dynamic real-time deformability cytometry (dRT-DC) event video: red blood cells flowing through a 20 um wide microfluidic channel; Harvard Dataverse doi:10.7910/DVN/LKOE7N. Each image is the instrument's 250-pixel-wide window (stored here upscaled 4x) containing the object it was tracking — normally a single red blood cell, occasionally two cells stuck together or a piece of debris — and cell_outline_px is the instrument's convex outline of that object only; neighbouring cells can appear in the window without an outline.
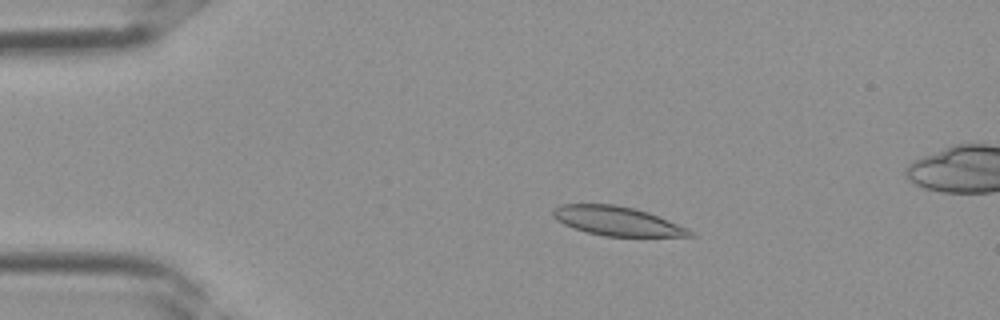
{"species": "Egyptian fruit bat (a non-hibernating species)", "species_latin": "Rousettus aegyptiacus", "temperature_condition": "room temperature", "stored_images_in_passage": 38, "camera_frame_rate_fps": 3000, "um_per_image_px": 0.085, "frame": {"image": 1, "passage_image": 8, "time_ms": 2.333, "image_size_px": [1000, 320], "cell_outline_px": [[696, 236], [604, 236], [572, 228], [556, 220], [552, 216], [552, 208], [560, 204], [616, 204], [636, 208], [648, 212], [688, 228]], "centroid_in_image_um": [52.41, 18.77], "position_along_channel_um": 32.6, "area_um2": 23.29}}
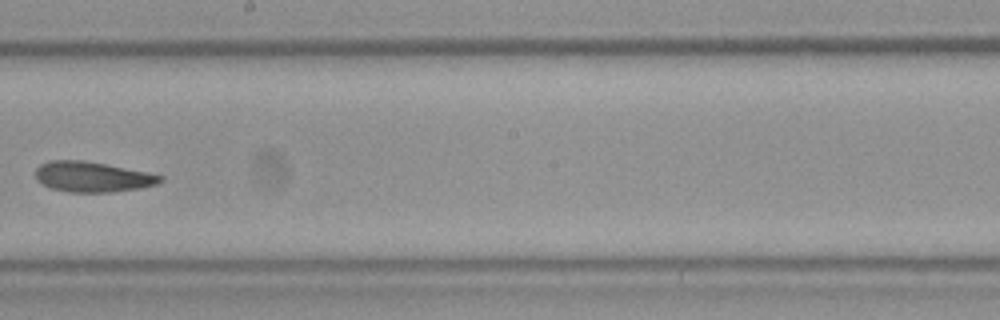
{"frame": {"image": 2, "passage_image": 22, "time_ms": 7.0, "image_size_px": [1000, 320], "cell_outline_px": [[164, 180], [156, 184], [140, 188], [112, 192], [68, 192], [52, 188], [36, 180], [36, 168], [40, 164], [48, 160], [84, 160], [148, 172], [164, 176]], "centroid_in_image_um": [7.86, 15.02], "position_along_channel_um": 240.3, "area_um2": 22.08}}
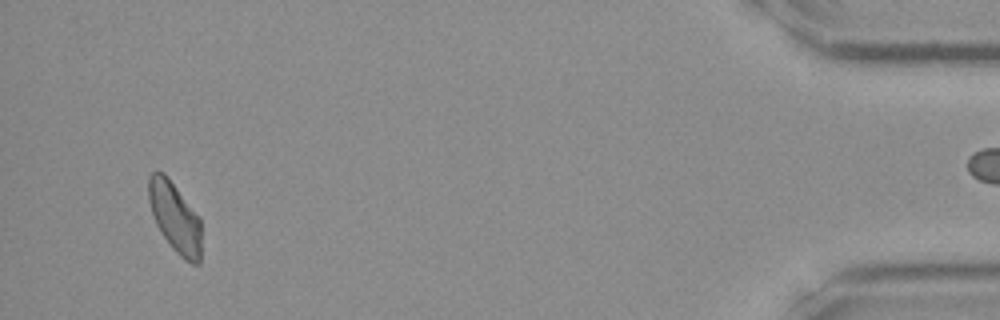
{"frame": {"image": 3, "passage_image": 36, "time_ms": 11.667, "image_size_px": [1000, 320], "cell_outline_px": [[200, 264], [192, 264], [184, 260], [172, 248], [160, 232], [156, 224], [148, 200], [148, 176], [152, 172], [164, 172], [168, 176], [200, 216]], "centroid_in_image_um": [14.87, 18.45], "position_along_channel_um": 420.3, "area_um2": 21.79}}